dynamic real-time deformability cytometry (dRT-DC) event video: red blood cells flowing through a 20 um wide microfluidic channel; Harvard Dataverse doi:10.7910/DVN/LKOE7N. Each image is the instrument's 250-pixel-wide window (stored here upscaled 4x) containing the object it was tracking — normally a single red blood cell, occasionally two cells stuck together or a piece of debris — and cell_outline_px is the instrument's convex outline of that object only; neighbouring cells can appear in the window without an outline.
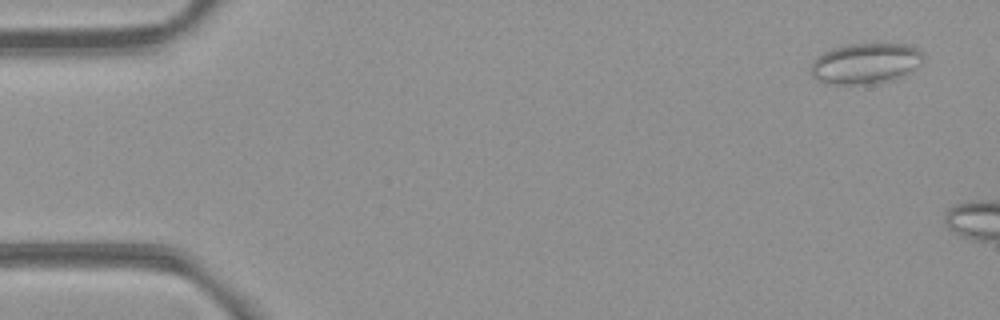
{"species": "common noctule bat (a hibernating species)", "species_latin": "Nyctalus noctula", "temperature_condition": "room temperature", "stored_images_in_passage": 45, "camera_frame_rate_fps": 3000, "um_per_image_px": 0.085, "animal": {"sex": "female", "body_mass_g": 21.9}, "frame": {"image": 1, "passage_image": 1, "time_ms": 0.0, "image_size_px": [1000, 320], "cell_outline_px": [[924, 56], [920, 64], [904, 76], [892, 80], [864, 84], [824, 84], [816, 80], [812, 76], [812, 64], [824, 52], [832, 48], [856, 44], [904, 44], [916, 48]], "centroid_in_image_um": [73.57, 5.41], "position_along_channel_um": 11.4, "area_um2": 26.3}}
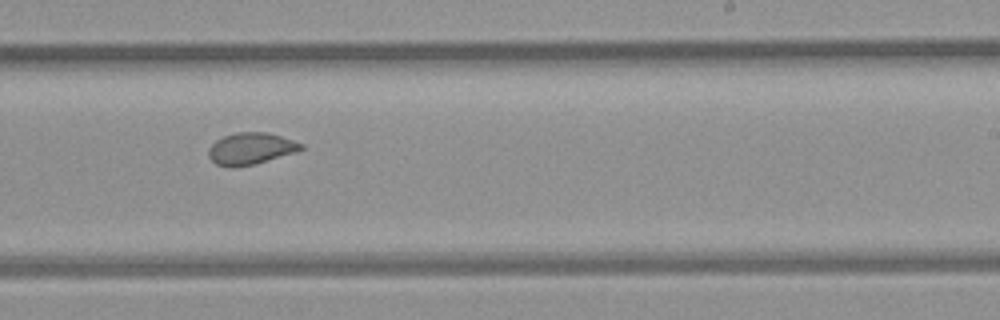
{"frame": {"image": 2, "passage_image": 31, "time_ms": 10.0, "image_size_px": [1000, 320], "cell_outline_px": [[304, 148], [296, 152], [256, 164], [236, 168], [232, 168], [216, 164], [208, 156], [208, 148], [216, 140], [224, 136], [236, 132], [268, 132], [304, 144]], "centroid_in_image_um": [21.3, 12.64], "position_along_channel_um": 267.7, "area_um2": 17.28}}
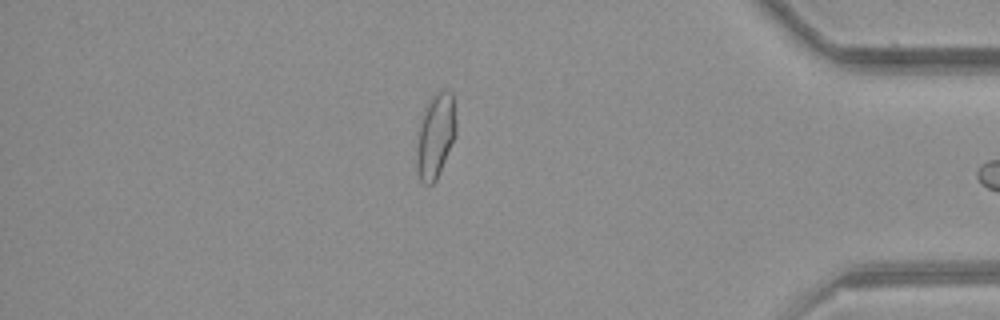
{"frame": {"image": 3, "passage_image": 44, "time_ms": 14.333, "image_size_px": [1000, 320], "cell_outline_px": [[456, 136], [436, 180], [432, 184], [424, 184], [420, 180], [416, 168], [416, 152], [420, 124], [424, 108], [432, 96], [440, 88], [444, 88], [452, 92], [456, 124]], "centroid_in_image_um": [37.02, 11.52], "position_along_channel_um": 398.2, "area_um2": 19.59}}